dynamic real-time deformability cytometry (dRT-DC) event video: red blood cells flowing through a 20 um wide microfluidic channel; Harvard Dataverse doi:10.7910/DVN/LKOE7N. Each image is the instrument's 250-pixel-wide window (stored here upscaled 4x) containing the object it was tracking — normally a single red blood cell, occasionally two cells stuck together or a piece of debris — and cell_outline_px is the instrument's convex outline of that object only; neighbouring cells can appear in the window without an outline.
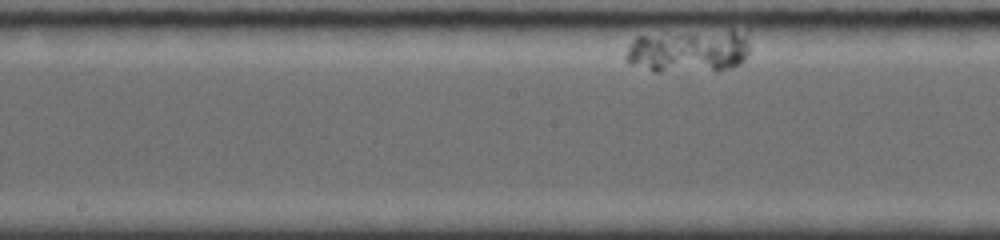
{"species": "common noctule bat (a hibernating species)", "species_latin": "Nyctalus noctula", "temperature_condition": "room temperature", "stored_images_in_passage": 33, "segment_of_instrument_passage": [2, 2], "camera_frame_rate_fps": 4000, "um_per_image_px": 0.085, "animal": {"sex": "female", "body_mass_g": 19.0, "forearm_length_mm": 56.7}, "frame": {"image": 1, "passage_image": 15, "time_ms": 5.25, "image_size_px": [1000, 240], "cell_outline_px": [[748, 56], [740, 64], [732, 68], [716, 72], [656, 72], [624, 60], [624, 56], [632, 40], [636, 36], [664, 32], [728, 28], [748, 28]], "centroid_in_image_um": [58.65, 4.28], "position_along_channel_um": 189.5, "area_um2": 33.18}}
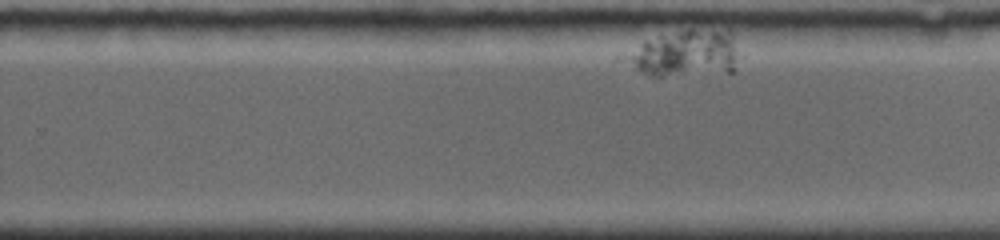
{"frame": {"image": 2, "passage_image": 24, "time_ms": 8.75, "image_size_px": [1000, 240], "cell_outline_px": [[744, 56], [736, 68], [732, 72], [664, 76], [652, 76], [636, 68], [628, 60], [644, 40], [688, 28], [728, 28], [732, 32]], "centroid_in_image_um": [58.55, 4.5], "position_along_channel_um": 271.2, "area_um2": 31.21}}
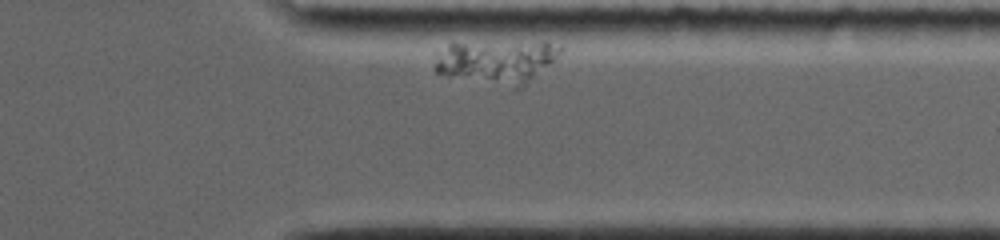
{"frame": {"image": 3, "passage_image": 33, "time_ms": 12.5, "image_size_px": [1000, 240], "cell_outline_px": [[564, 48], [552, 60], [520, 88], [516, 88], [448, 76], [436, 72], [436, 52], [452, 40], [548, 40], [560, 44]], "centroid_in_image_um": [42.17, 5.12], "position_along_channel_um": 369.2, "area_um2": 33.0}}